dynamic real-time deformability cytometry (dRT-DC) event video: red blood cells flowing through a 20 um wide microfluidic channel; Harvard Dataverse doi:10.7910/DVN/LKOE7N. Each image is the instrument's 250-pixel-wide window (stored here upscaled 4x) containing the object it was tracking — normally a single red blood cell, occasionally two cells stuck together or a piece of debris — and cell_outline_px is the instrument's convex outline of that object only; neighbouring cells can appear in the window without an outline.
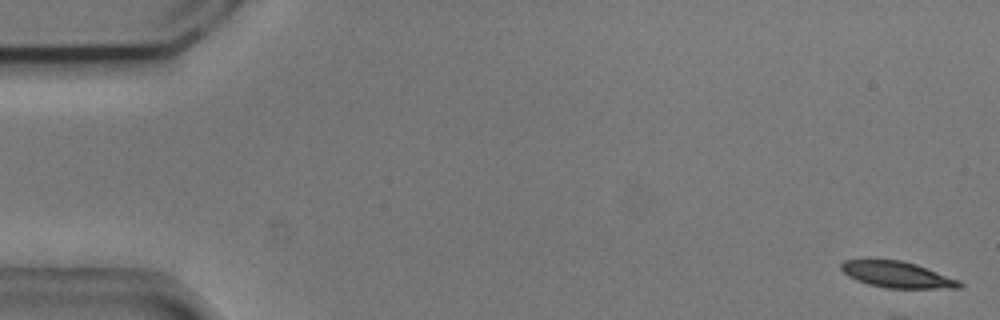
{"species": "common noctule bat (a hibernating species)", "species_latin": "Nyctalus noctula", "temperature_condition": "cold", "stored_images_in_passage": 16, "camera_frame_rate_fps": 3000, "um_per_image_px": 0.085, "animal": {"sex": "male", "body_mass_g": 20.5, "forearm_length_mm": 52.5}, "frame": {"image": 1, "passage_image": 1, "time_ms": 0.0, "image_size_px": [1000, 320], "cell_outline_px": [[964, 284], [960, 288], [884, 288], [868, 284], [856, 280], [848, 276], [840, 268], [840, 264], [844, 260], [868, 256], [900, 260], [916, 264], [960, 280]], "centroid_in_image_um": [76.17, 23.29], "position_along_channel_um": 8.8, "area_um2": 18.84}}
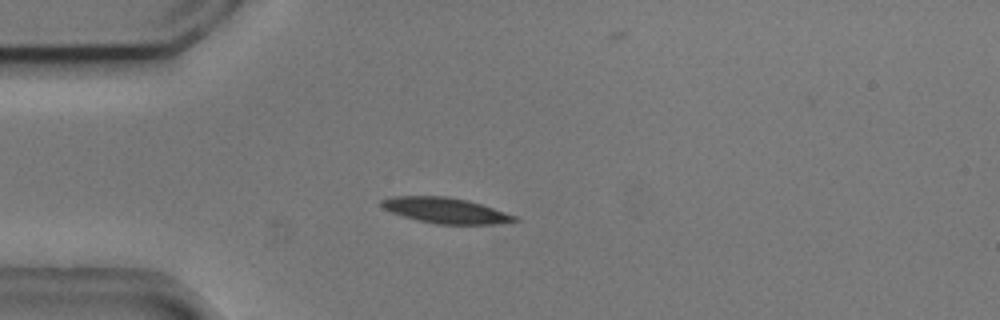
{"frame": {"image": 2, "passage_image": 14, "time_ms": 4.333, "image_size_px": [1000, 320], "cell_outline_px": [[520, 220], [492, 224], [436, 224], [416, 220], [392, 212], [384, 208], [380, 204], [380, 200], [392, 196], [448, 196], [480, 204], [516, 216]], "centroid_in_image_um": [37.82, 17.89], "position_along_channel_um": 47.2, "area_um2": 19.54}}